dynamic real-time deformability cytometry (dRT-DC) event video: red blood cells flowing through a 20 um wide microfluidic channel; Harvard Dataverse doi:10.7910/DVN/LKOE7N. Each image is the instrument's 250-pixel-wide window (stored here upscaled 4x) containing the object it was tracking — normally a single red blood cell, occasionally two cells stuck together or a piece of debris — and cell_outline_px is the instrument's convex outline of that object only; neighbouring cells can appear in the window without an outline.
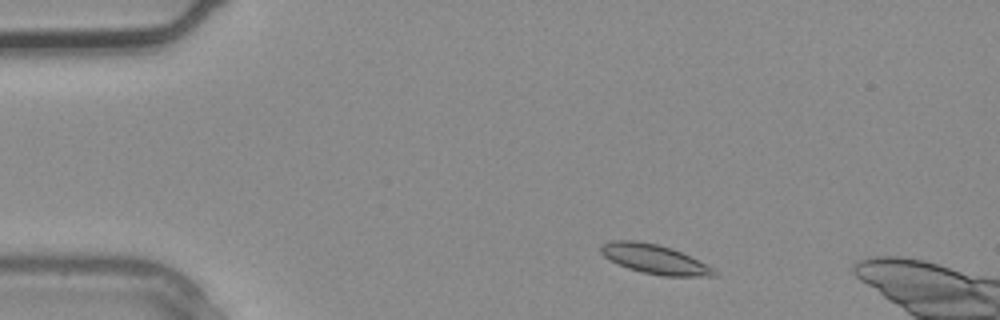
{"species": "common noctule bat (a hibernating species)", "species_latin": "Nyctalus noctula", "temperature_condition": "warm", "stored_images_in_passage": 2, "camera_frame_rate_fps": 3000, "um_per_image_px": 0.085, "animal": {"sex": "male", "body_mass_g": 20.4}, "frame": {"image": 1, "passage_image": 1, "time_ms": 0.0, "image_size_px": [1000, 320], "cell_outline_px": [[716, 276], [664, 276], [644, 272], [628, 268], [608, 260], [600, 252], [600, 248], [604, 244], [612, 240], [636, 240], [656, 244], [672, 248], [712, 268], [716, 272]], "centroid_in_image_um": [55.57, 22.02], "position_along_channel_um": 29.4, "area_um2": 18.96}}